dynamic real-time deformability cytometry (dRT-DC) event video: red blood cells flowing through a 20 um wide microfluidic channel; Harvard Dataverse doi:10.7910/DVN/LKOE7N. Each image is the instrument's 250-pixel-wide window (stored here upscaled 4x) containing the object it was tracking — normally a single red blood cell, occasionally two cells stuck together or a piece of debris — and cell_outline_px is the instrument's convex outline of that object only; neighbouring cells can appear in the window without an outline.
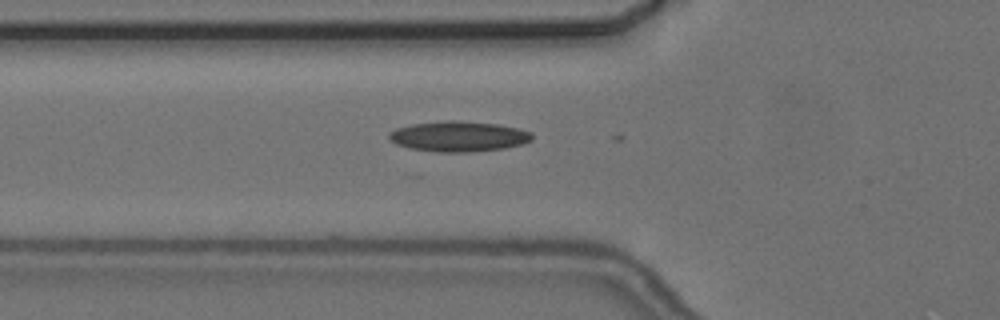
{"species": "common noctule bat (a hibernating species)", "species_latin": "Nyctalus noctula", "temperature_condition": "cold", "stored_images_in_passage": 3, "camera_frame_rate_fps": 3000, "um_per_image_px": 0.085, "animal": {"sex": "female", "body_mass_g": 24.6, "forearm_length_mm": 56.2}, "frame": {"image": 1, "passage_image": 2, "time_ms": 0.333, "image_size_px": [1000, 320], "cell_outline_px": [[532, 140], [524, 144], [504, 148], [468, 152], [436, 152], [408, 148], [396, 144], [388, 136], [388, 132], [396, 128], [412, 124], [448, 120], [456, 120], [500, 124], [532, 132]], "centroid_in_image_um": [38.98, 11.59], "position_along_channel_um": 86.8, "area_um2": 25.43}}